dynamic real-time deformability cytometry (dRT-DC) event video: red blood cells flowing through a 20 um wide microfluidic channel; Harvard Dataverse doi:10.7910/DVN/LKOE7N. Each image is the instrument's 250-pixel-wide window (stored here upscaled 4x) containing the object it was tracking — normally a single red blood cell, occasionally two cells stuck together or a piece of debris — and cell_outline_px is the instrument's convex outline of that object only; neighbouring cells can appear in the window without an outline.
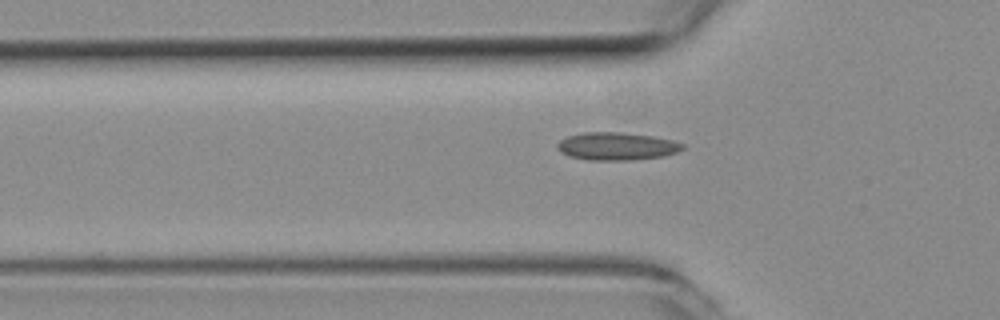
{"species": "common noctule bat (a hibernating species)", "species_latin": "Nyctalus noctula", "temperature_condition": "room temperature", "stored_images_in_passage": 29, "camera_frame_rate_fps": 3000, "um_per_image_px": 0.085, "animal": {"sex": "female", "body_mass_g": 19.3, "forearm_length_mm": 54.1}, "frame": {"image": 1, "passage_image": 3, "time_ms": 0.667, "image_size_px": [1000, 320], "cell_outline_px": [[684, 148], [676, 152], [664, 156], [632, 160], [588, 160], [568, 156], [560, 152], [556, 148], [556, 144], [560, 140], [568, 136], [584, 132], [620, 132], [652, 136], [672, 140], [684, 144]], "centroid_in_image_um": [52.38, 12.43], "position_along_channel_um": 73.4, "area_um2": 20.35}}
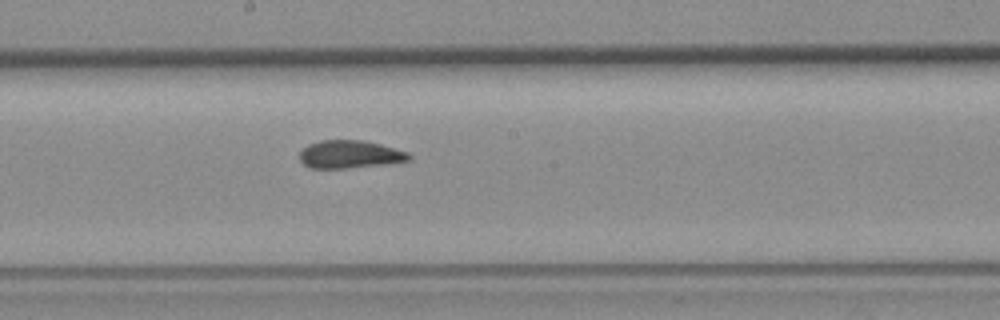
{"frame": {"image": 2, "passage_image": 14, "time_ms": 4.333, "image_size_px": [1000, 320], "cell_outline_px": [[412, 160], [384, 164], [348, 168], [308, 168], [300, 160], [300, 152], [308, 144], [320, 140], [360, 140], [380, 144], [408, 152], [412, 156]], "centroid_in_image_um": [29.74, 13.12], "position_along_channel_um": 218.5, "area_um2": 17.74}}
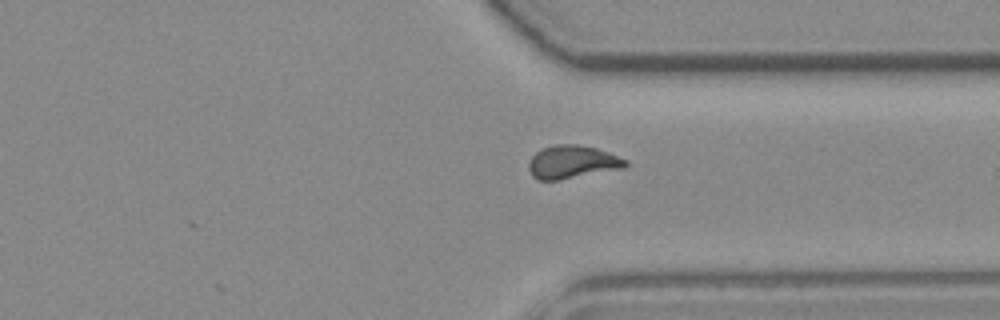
{"frame": {"image": 3, "passage_image": 25, "time_ms": 8.0, "image_size_px": [1000, 320], "cell_outline_px": [[628, 164], [624, 168], [556, 180], [536, 180], [532, 176], [528, 168], [528, 164], [532, 156], [536, 152], [544, 148], [556, 144], [576, 144], [596, 148], [608, 152], [628, 160]], "centroid_in_image_um": [48.63, 13.77], "position_along_channel_um": 362.8, "area_um2": 18.55}}